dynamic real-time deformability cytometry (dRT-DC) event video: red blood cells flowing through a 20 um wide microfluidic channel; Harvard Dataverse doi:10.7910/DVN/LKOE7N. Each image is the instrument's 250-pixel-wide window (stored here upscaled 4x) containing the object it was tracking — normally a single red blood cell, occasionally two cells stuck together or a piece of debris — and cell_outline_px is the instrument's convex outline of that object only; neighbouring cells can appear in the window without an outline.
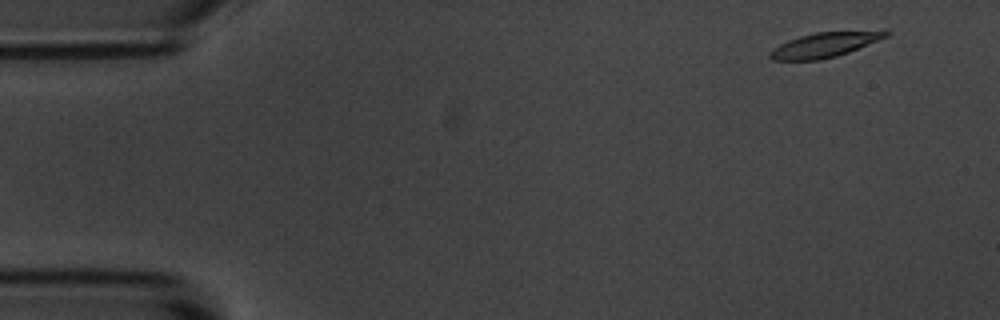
{"species": "common noctule bat (a hibernating species)", "species_latin": "Nyctalus noctula", "temperature_condition": "room temperature", "stored_images_in_passage": 8, "camera_frame_rate_fps": 3000, "um_per_image_px": 0.085, "animal": {"sex": "male", "body_mass_g": 20.1, "forearm_length_mm": 53.5}, "frame": {"image": 1, "passage_image": 1, "time_ms": 0.0, "image_size_px": [1000, 320], "cell_outline_px": [[892, 32], [888, 36], [848, 52], [836, 56], [820, 60], [772, 60], [768, 56], [768, 52], [772, 48], [788, 40], [800, 36], [816, 32]], "centroid_in_image_um": [69.96, 3.84], "position_along_channel_um": 15.0, "area_um2": 16.24}}
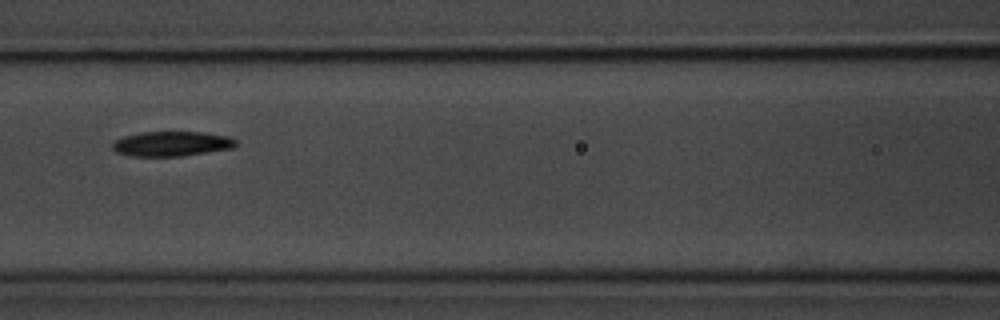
{"frame": {"image": 2, "passage_image": 6, "time_ms": 6.667, "image_size_px": [1000, 320], "cell_outline_px": [[236, 144], [232, 148], [180, 156], [132, 156], [116, 152], [112, 148], [112, 140], [124, 136], [140, 132], [204, 132], [228, 136], [236, 140]], "centroid_in_image_um": [14.54, 12.21], "position_along_channel_um": 152.1, "area_um2": 17.86}}
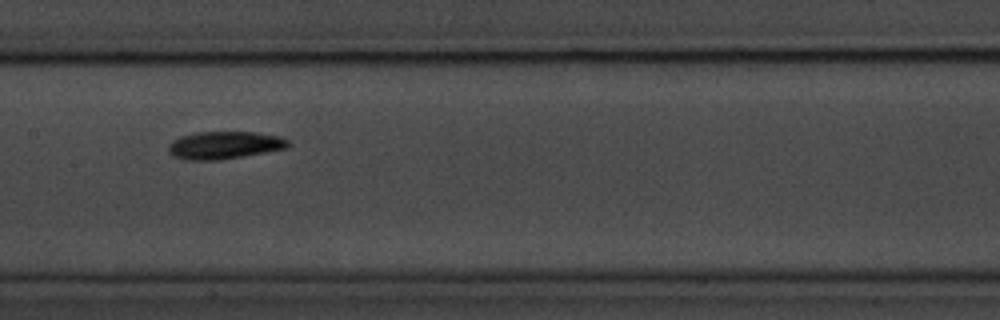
{"frame": {"image": 3, "passage_image": 7, "time_ms": 7.667, "image_size_px": [1000, 320], "cell_outline_px": [[288, 148], [220, 160], [184, 160], [172, 156], [168, 152], [168, 144], [172, 140], [180, 136], [196, 132], [256, 132], [280, 136], [288, 140]], "centroid_in_image_um": [19.03, 12.34], "position_along_channel_um": 188.4, "area_um2": 19.42}}